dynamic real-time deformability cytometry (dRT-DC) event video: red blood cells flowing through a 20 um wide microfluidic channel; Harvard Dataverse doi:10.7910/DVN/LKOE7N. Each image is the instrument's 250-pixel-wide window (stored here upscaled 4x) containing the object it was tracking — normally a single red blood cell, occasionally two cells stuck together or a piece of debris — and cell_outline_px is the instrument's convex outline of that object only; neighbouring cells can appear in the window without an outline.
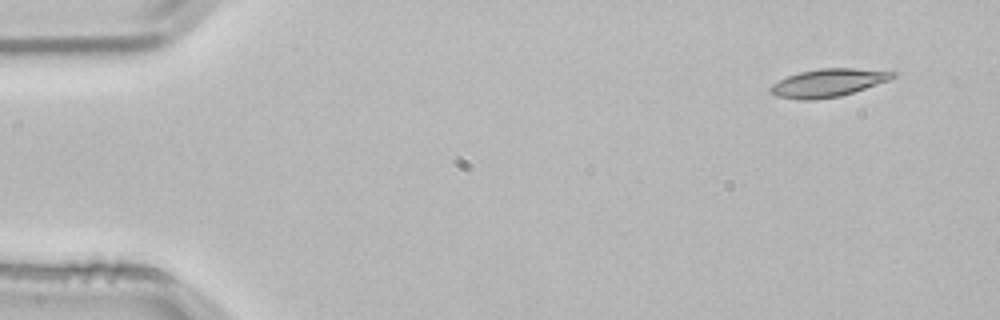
{"species": "common noctule bat (a hibernating species)", "species_latin": "Nyctalus noctula", "temperature_condition": "room temperature", "stored_images_in_passage": 3, "camera_frame_rate_fps": 3000, "um_per_image_px": 0.085, "animal": {"sex": "male", "body_mass_g": 21.5, "forearm_length_mm": 52.0}, "frame": {"image": 1, "passage_image": 1, "time_ms": 0.0, "image_size_px": [1000, 320], "cell_outline_px": [[900, 72], [896, 76], [888, 80], [840, 96], [816, 100], [796, 100], [776, 96], [768, 92], [768, 88], [772, 84], [788, 76], [800, 72], [820, 68], [852, 68]], "centroid_in_image_um": [70.34, 7.05], "position_along_channel_um": 14.7, "area_um2": 19.94}}
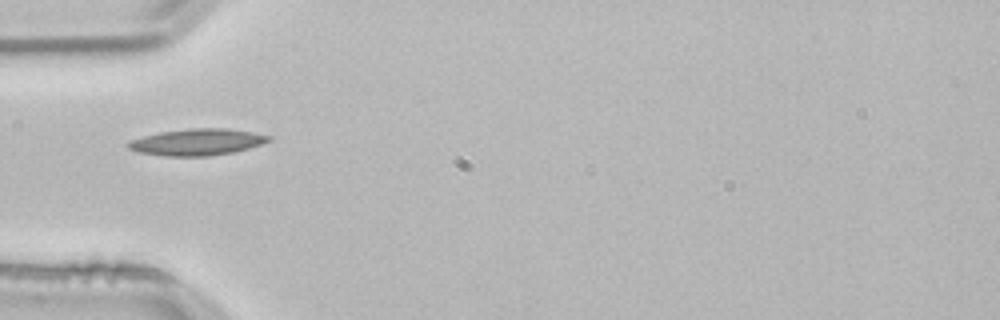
{"frame": {"image": 2, "passage_image": 3, "time_ms": 0.667, "image_size_px": [1000, 320], "cell_outline_px": [[272, 140], [236, 152], [208, 156], [164, 156], [140, 152], [128, 148], [128, 144], [132, 140], [144, 136], [160, 132], [188, 128], [228, 128], [252, 132], [272, 136]], "centroid_in_image_um": [16.81, 12.07], "position_along_channel_um": 68.2, "area_um2": 21.68}}